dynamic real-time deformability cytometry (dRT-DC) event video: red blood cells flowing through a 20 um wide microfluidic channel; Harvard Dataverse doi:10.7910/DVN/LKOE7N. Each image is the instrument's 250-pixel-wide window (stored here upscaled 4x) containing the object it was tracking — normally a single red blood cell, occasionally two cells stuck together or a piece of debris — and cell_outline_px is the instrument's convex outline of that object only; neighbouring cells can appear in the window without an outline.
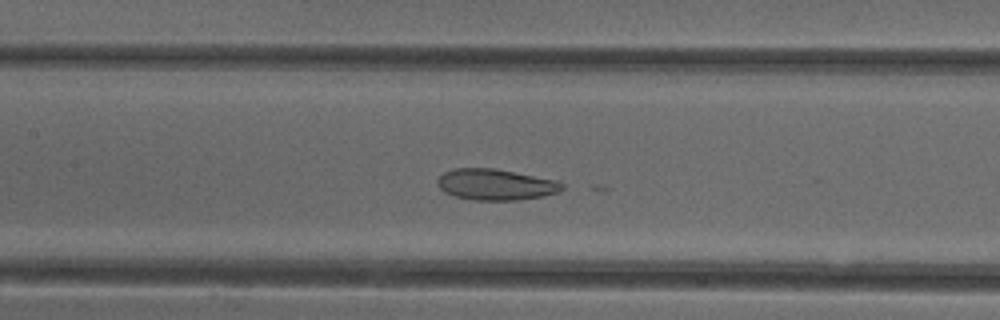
{"species": "common noctule bat (a hibernating species)", "species_latin": "Nyctalus noctula", "temperature_condition": "cold", "stored_images_in_passage": 25, "camera_frame_rate_fps": 3000, "um_per_image_px": 0.085, "animal": {"sex": "female"}, "frame": {"image": 1, "passage_image": 20, "time_ms": 6.333, "image_size_px": [1000, 320], "cell_outline_px": [[564, 188], [556, 192], [544, 196], [516, 200], [476, 200], [456, 196], [444, 192], [436, 184], [436, 180], [444, 172], [456, 168], [496, 168], [556, 180], [564, 184]], "centroid_in_image_um": [42.12, 15.68], "position_along_channel_um": 165.3, "area_um2": 22.54}}
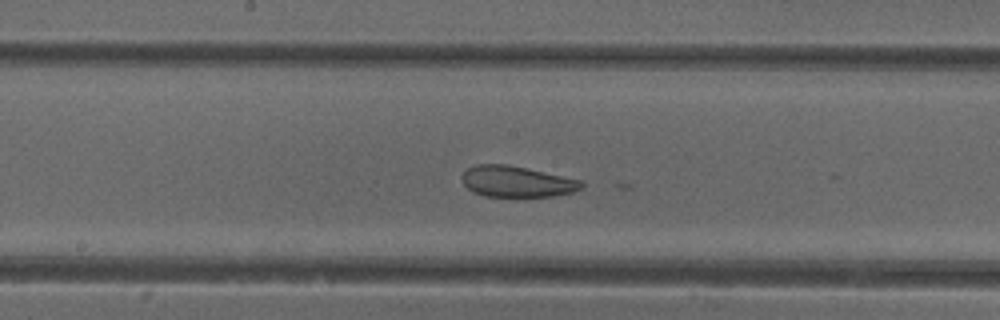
{"frame": {"image": 2, "passage_image": 23, "time_ms": 7.333, "image_size_px": [1000, 320], "cell_outline_px": [[584, 188], [572, 192], [552, 196], [484, 196], [472, 192], [464, 184], [460, 176], [468, 168], [476, 164], [508, 164], [584, 180]], "centroid_in_image_um": [43.95, 15.42], "position_along_channel_um": 204.3, "area_um2": 21.79}}